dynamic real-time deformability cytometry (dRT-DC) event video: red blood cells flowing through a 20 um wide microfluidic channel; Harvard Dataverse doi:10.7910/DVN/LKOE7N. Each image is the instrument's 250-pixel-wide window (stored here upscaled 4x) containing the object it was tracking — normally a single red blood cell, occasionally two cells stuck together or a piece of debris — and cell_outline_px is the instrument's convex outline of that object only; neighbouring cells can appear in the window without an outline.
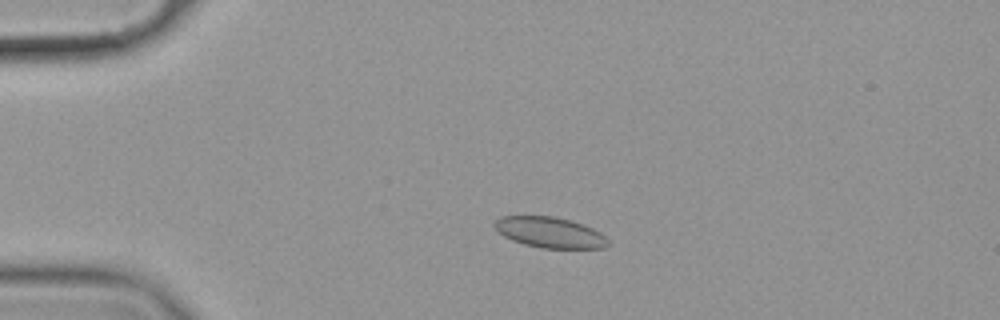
{"species": "common noctule bat (a hibernating species)", "species_latin": "Nyctalus noctula", "temperature_condition": "cold", "stored_images_in_passage": 55, "camera_frame_rate_fps": 3000, "um_per_image_px": 0.085, "animal": {"sex": "female", "body_mass_g": 19.9}, "frame": {"image": 1, "passage_image": 11, "time_ms": 3.333, "image_size_px": [1000, 320], "cell_outline_px": [[608, 244], [604, 248], [540, 248], [524, 244], [512, 240], [504, 236], [492, 224], [500, 216], [552, 216], [568, 220], [592, 228], [600, 232], [608, 240]], "centroid_in_image_um": [46.71, 19.76], "position_along_channel_um": 38.3, "area_um2": 20.06}}
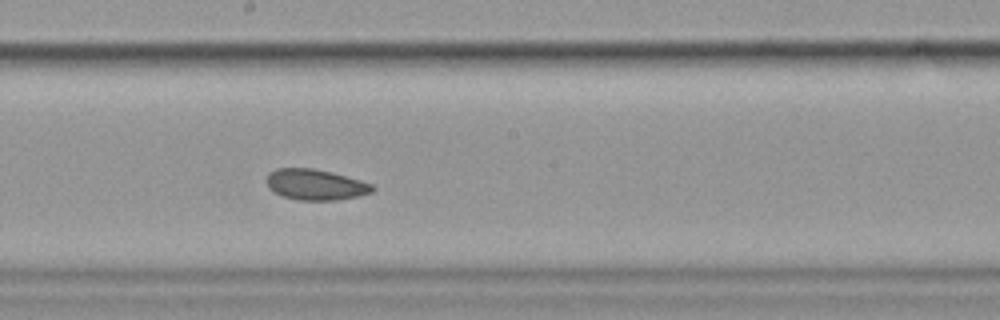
{"frame": {"image": 2, "passage_image": 30, "time_ms": 9.667, "image_size_px": [1000, 320], "cell_outline_px": [[376, 188], [372, 192], [356, 196], [336, 200], [300, 200], [284, 196], [268, 188], [268, 172], [276, 168], [312, 168], [332, 172], [360, 180], [372, 184]], "centroid_in_image_um": [26.83, 15.68], "position_along_channel_um": 221.4, "area_um2": 18.79}}
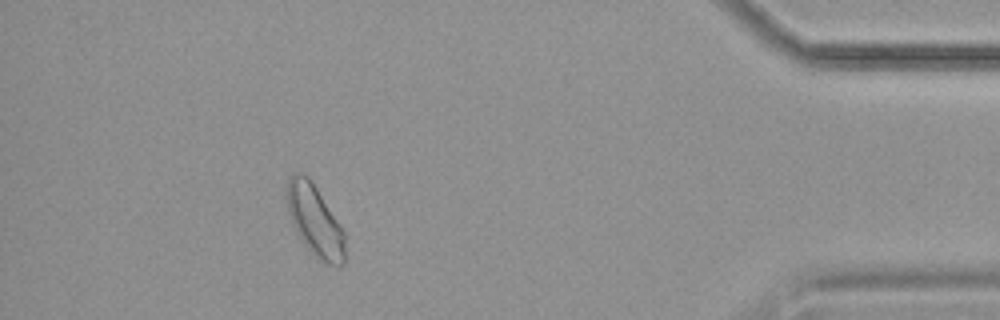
{"frame": {"image": 3, "passage_image": 50, "time_ms": 16.333, "image_size_px": [1000, 320], "cell_outline_px": [[344, 264], [328, 264], [320, 260], [304, 244], [296, 232], [292, 224], [284, 200], [284, 188], [288, 176], [292, 172], [300, 172], [308, 176], [312, 180], [340, 224], [344, 232]], "centroid_in_image_um": [26.68, 18.64], "position_along_channel_um": 408.5, "area_um2": 24.51}, "authors_computed_cell_mechanics": {"area_um2": 19.8832, "velocity_mm_per_s": 3.5106, "shape_relaxation_time_tau1_ms": 9.7198, "shape_relaxation_time_tau2_ms": 4.1487, "deformation_change_tau1": 0.0947, "deformation_change_tau2": 0.062}}